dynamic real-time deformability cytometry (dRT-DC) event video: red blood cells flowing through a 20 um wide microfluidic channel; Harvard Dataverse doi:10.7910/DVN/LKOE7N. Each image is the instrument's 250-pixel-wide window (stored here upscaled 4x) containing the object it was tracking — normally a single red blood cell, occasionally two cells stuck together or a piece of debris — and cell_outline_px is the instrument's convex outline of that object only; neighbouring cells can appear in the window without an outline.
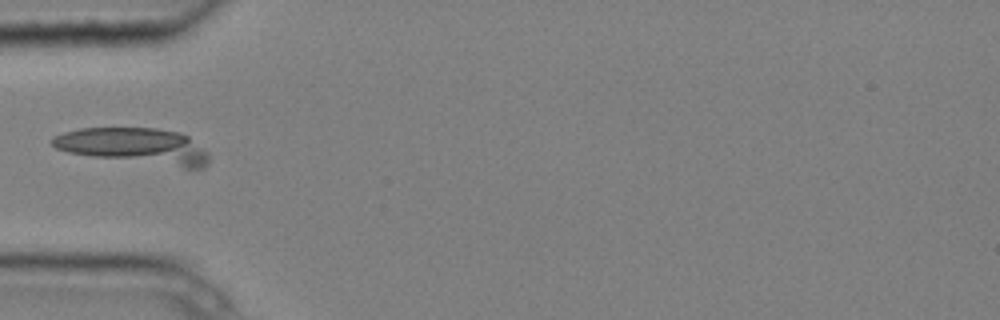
{"species": "common noctule bat (a hibernating species)", "species_latin": "Nyctalus noctula", "temperature_condition": "cold", "stored_images_in_passage": 10, "camera_frame_rate_fps": 3000, "um_per_image_px": 0.085, "animal": {"sex": "male", "body_mass_g": 20.4}, "frame": {"image": 1, "passage_image": 6, "time_ms": 1.667, "image_size_px": [1000, 320], "cell_outline_px": [[208, 164], [204, 168], [184, 168], [92, 156], [68, 152], [56, 148], [52, 144], [52, 140], [56, 136], [64, 132], [80, 128], [156, 128], [176, 132], [188, 136], [208, 152]], "centroid_in_image_um": [11.48, 12.41], "position_along_channel_um": 73.5, "area_um2": 32.43}}